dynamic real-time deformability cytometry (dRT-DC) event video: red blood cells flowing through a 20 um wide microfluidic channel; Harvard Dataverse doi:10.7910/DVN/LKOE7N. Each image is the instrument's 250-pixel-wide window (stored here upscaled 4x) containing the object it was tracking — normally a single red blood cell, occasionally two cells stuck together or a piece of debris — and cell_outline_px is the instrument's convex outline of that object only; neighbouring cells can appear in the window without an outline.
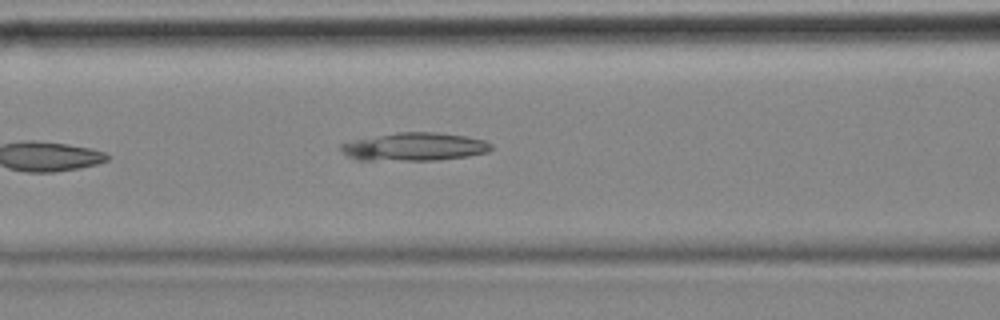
{"species": "common noctule bat (a hibernating species)", "species_latin": "Nyctalus noctula", "temperature_condition": "cold", "stored_images_in_passage": 6, "camera_frame_rate_fps": 3000, "um_per_image_px": 0.085, "animal": {"sex": "female", "body_mass_g": 18.4}, "frame": {"image": 1, "passage_image": 6, "time_ms": 1.667, "image_size_px": [1000, 320], "cell_outline_px": [[492, 148], [488, 152], [468, 156], [436, 160], [356, 160], [348, 156], [340, 148], [340, 144], [356, 140], [400, 132], [436, 132], [468, 136], [484, 140], [492, 144]], "centroid_in_image_um": [35.29, 12.48], "position_along_channel_um": 131.3, "area_um2": 24.39}}